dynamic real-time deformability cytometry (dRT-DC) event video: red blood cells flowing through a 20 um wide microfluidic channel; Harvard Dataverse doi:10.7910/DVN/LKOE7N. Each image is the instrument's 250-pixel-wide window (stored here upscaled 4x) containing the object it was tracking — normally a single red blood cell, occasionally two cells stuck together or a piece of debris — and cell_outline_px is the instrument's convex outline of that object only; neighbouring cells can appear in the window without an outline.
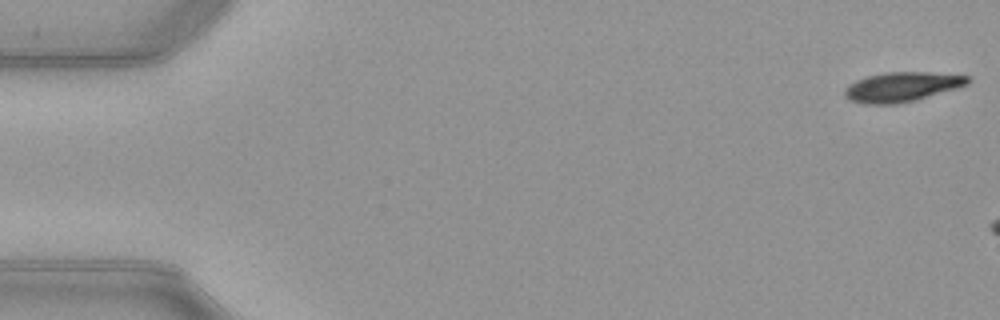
{"species": "common noctule bat (a hibernating species)", "species_latin": "Nyctalus noctula", "temperature_condition": "warm", "stored_images_in_passage": 6, "camera_frame_rate_fps": 3000, "um_per_image_px": 0.085, "animal": {"sex": "female", "body_mass_g": 21.9}, "frame": {"image": 1, "passage_image": 1, "time_ms": 0.0, "image_size_px": [1000, 320], "cell_outline_px": [[972, 80], [968, 84], [956, 88], [916, 100], [896, 104], [864, 104], [848, 100], [844, 96], [844, 88], [848, 84], [856, 80], [868, 76], [884, 72], [928, 72], [972, 76]], "centroid_in_image_um": [76.65, 7.38], "position_along_channel_um": 8.4, "area_um2": 21.44}}